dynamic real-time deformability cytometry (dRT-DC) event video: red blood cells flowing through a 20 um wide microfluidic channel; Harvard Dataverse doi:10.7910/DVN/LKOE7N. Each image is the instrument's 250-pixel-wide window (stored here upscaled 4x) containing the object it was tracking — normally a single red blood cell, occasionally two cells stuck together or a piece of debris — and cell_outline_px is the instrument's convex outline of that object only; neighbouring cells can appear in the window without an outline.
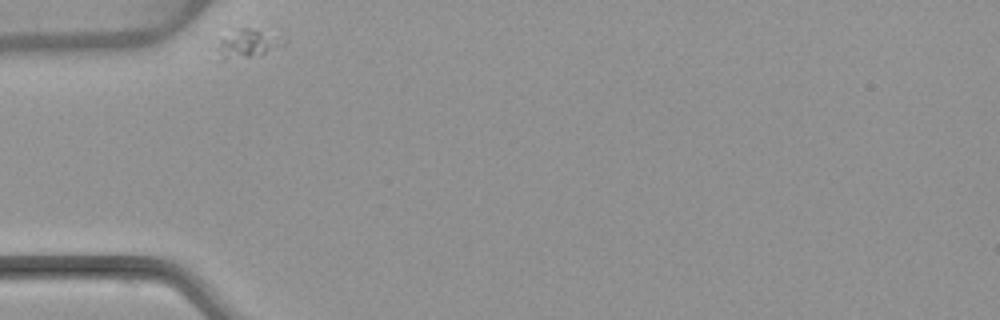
{"species": "common noctule bat (a hibernating species)", "species_latin": "Nyctalus noctula", "temperature_condition": "warm", "stored_images_in_passage": 34, "camera_frame_rate_fps": 3000, "um_per_image_px": 0.085, "animal": {"sex": "female", "body_mass_g": 22.7, "forearm_length_mm": 54.2}, "frame": {"image": 1, "passage_image": 1, "time_ms": 0.0, "image_size_px": [1000, 320], "cell_outline_px": [[288, 40], [284, 48], [260, 56], [224, 60], [216, 48], [220, 40], [240, 28], [248, 28]], "centroid_in_image_um": [21.15, 3.77], "position_along_channel_um": 63.8, "area_um2": 10.87}}
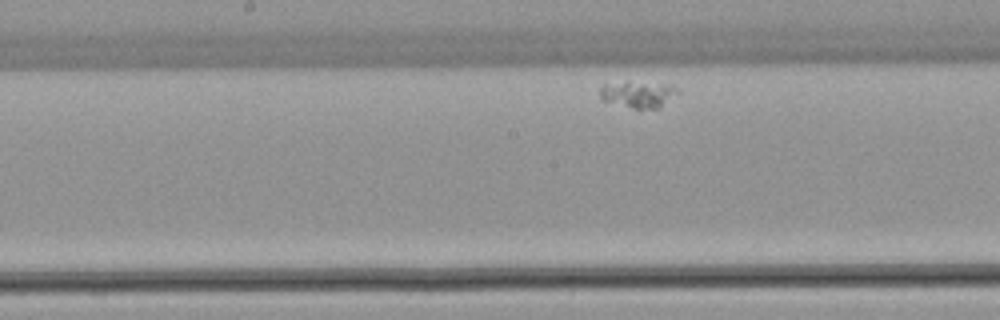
{"frame": {"image": 2, "passage_image": 15, "time_ms": 4.667, "image_size_px": [1000, 320], "cell_outline_px": [[676, 92], [660, 108], [632, 108], [604, 100], [600, 96], [600, 84], [628, 80], [672, 84], [676, 88]], "centroid_in_image_um": [54.18, 7.96], "position_along_channel_um": 194.0, "area_um2": 12.14}}
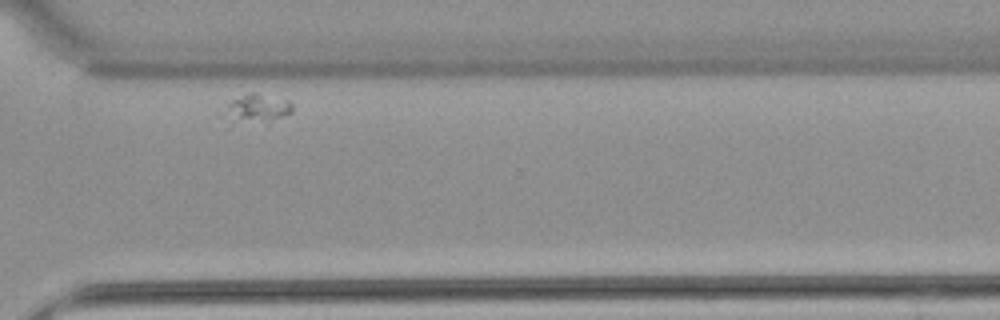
{"frame": {"image": 3, "passage_image": 31, "time_ms": 10.0, "image_size_px": [1000, 320], "cell_outline_px": [[292, 112], [280, 116], [264, 120], [232, 124], [228, 108], [228, 104], [232, 100], [248, 92], [256, 92], [288, 100], [292, 104]], "centroid_in_image_um": [21.88, 9.16], "position_along_channel_um": 348.7, "area_um2": 10.58}}